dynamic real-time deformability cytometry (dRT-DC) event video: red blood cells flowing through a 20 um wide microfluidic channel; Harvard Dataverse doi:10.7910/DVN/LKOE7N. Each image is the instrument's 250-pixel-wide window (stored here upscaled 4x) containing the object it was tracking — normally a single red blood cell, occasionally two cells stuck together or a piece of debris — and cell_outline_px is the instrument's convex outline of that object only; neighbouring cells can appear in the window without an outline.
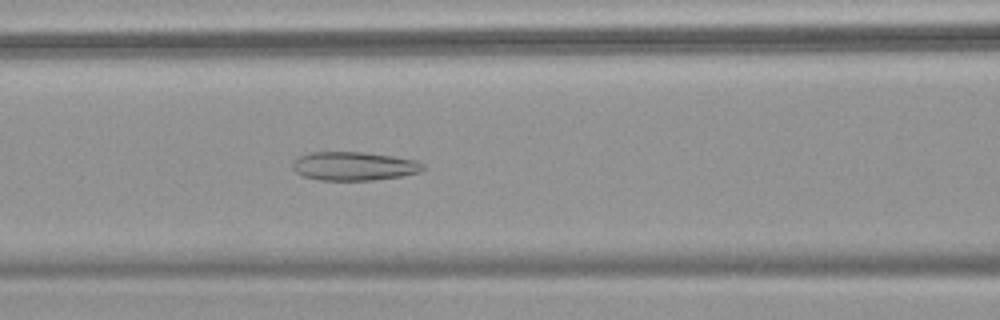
{"species": "common noctule bat (a hibernating species)", "species_latin": "Nyctalus noctula", "temperature_condition": "warm", "stored_images_in_passage": 48, "camera_frame_rate_fps": 3000, "um_per_image_px": 0.085, "animal": {"sex": "female", "body_mass_g": 18.4}, "frame": {"image": 1, "passage_image": 17, "time_ms": 5.333, "image_size_px": [1000, 320], "cell_outline_px": [[424, 168], [420, 172], [404, 176], [372, 180], [316, 180], [304, 176], [296, 172], [292, 168], [292, 164], [300, 156], [308, 152], [364, 152], [392, 156], [416, 160], [424, 164]], "centroid_in_image_um": [30.1, 14.12], "position_along_channel_um": 136.5, "area_um2": 21.85}}
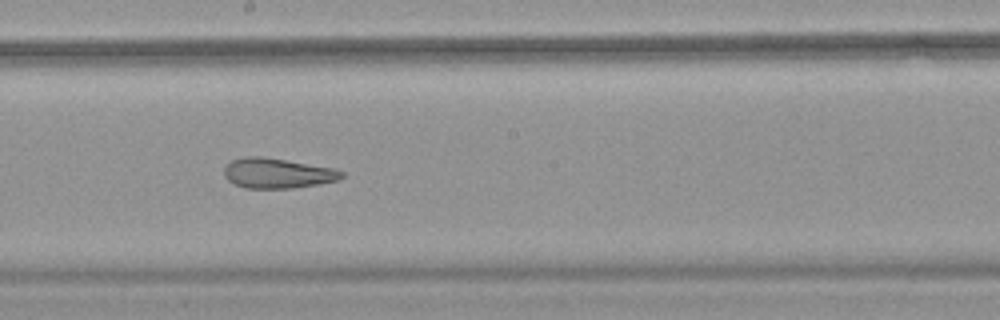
{"frame": {"image": 2, "passage_image": 24, "time_ms": 7.667, "image_size_px": [1000, 320], "cell_outline_px": [[344, 176], [336, 180], [320, 184], [292, 188], [244, 188], [228, 180], [224, 176], [224, 164], [232, 160], [244, 156], [264, 156], [332, 168], [344, 172]], "centroid_in_image_um": [23.53, 14.71], "position_along_channel_um": 224.7, "area_um2": 20.63}}
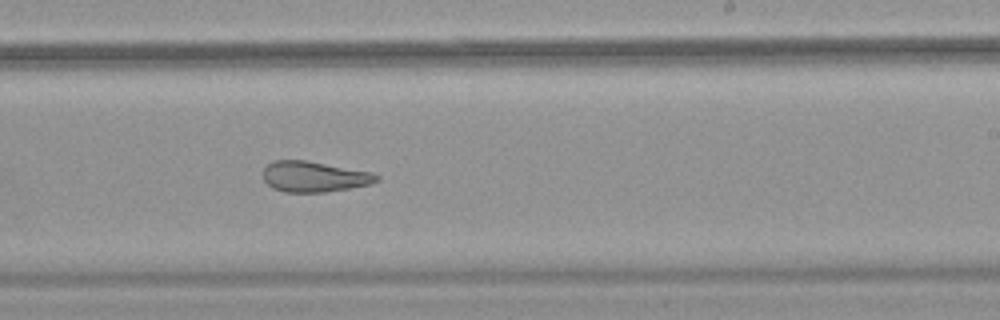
{"frame": {"image": 3, "passage_image": 27, "time_ms": 8.667, "image_size_px": [1000, 320], "cell_outline_px": [[380, 180], [368, 184], [348, 188], [324, 192], [284, 192], [272, 188], [264, 180], [264, 168], [272, 160], [308, 160], [372, 172], [380, 176]], "centroid_in_image_um": [26.69, 15.0], "position_along_channel_um": 262.3, "area_um2": 20.29}, "authors_computed_cell_mechanics": {"area_um2": 25.0274, "velocity_mm_per_s": 3.799, "shape_relaxation_time_tau1_ms": null, "shape_relaxation_time_tau2_ms": 2.2502, "deformation_change_tau1": null, "deformation_change_tau2": 0.1161}}